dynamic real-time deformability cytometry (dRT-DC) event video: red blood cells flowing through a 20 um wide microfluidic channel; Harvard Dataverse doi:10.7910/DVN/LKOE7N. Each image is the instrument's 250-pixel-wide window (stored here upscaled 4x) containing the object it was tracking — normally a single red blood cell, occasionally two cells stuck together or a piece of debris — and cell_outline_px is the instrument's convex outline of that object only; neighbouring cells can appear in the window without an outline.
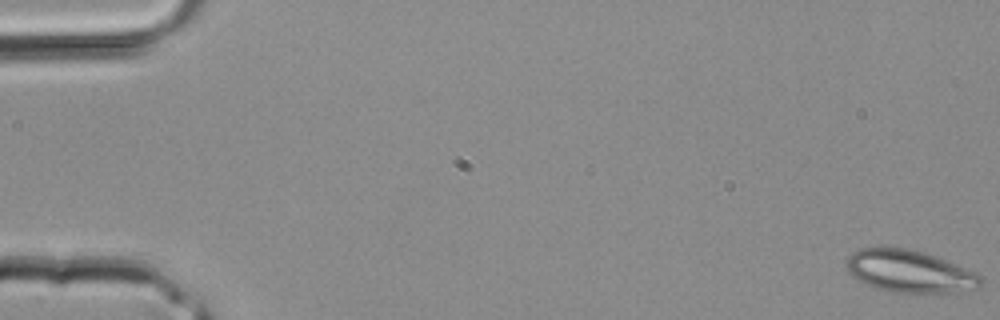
{"species": "common noctule bat (a hibernating species)", "species_latin": "Nyctalus noctula", "temperature_condition": "room temperature", "stored_images_in_passage": 5, "camera_frame_rate_fps": 3000, "um_per_image_px": 0.085, "animal": {"sex": "male", "body_mass_g": 20.4}, "frame": {"image": 1, "passage_image": 1, "time_ms": 0.0, "image_size_px": [1000, 320], "cell_outline_px": [[980, 288], [956, 292], [896, 292], [880, 288], [868, 284], [852, 276], [848, 272], [848, 256], [852, 252], [860, 248], [908, 248], [924, 252], [936, 256], [976, 272], [980, 276]], "centroid_in_image_um": [77.34, 23.05], "position_along_channel_um": 7.7, "area_um2": 32.54}}